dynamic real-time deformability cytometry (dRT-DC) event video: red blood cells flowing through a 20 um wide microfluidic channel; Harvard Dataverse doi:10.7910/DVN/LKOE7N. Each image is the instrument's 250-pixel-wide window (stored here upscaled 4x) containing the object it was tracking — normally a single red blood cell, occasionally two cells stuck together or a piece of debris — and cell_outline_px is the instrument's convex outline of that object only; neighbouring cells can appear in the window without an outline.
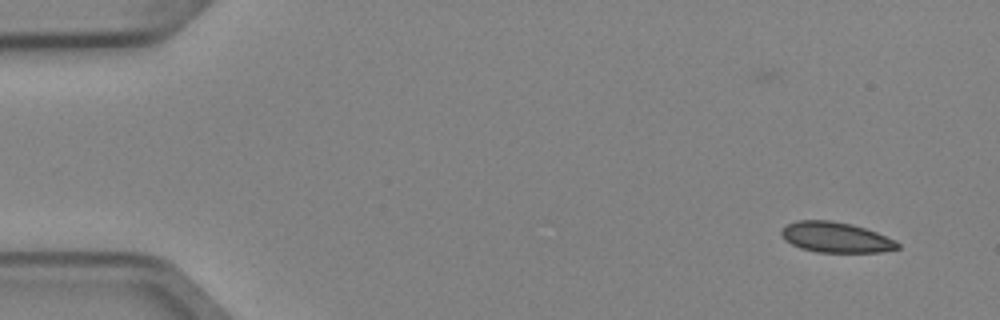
{"species": "Egyptian fruit bat (a non-hibernating species)", "species_latin": "Rousettus aegyptiacus", "temperature_condition": "cold", "stored_images_in_passage": 6, "camera_frame_rate_fps": 3000, "um_per_image_px": 0.085, "animal": {"sex": "female"}, "frame": {"image": 1, "passage_image": 3, "time_ms": 0.667, "image_size_px": [1000, 320], "cell_outline_px": [[900, 248], [880, 252], [816, 252], [800, 248], [784, 240], [780, 232], [788, 224], [796, 220], [828, 220], [852, 224], [876, 232], [896, 240], [900, 244]], "centroid_in_image_um": [71.05, 20.17], "position_along_channel_um": 14.0, "area_um2": 20.58}}
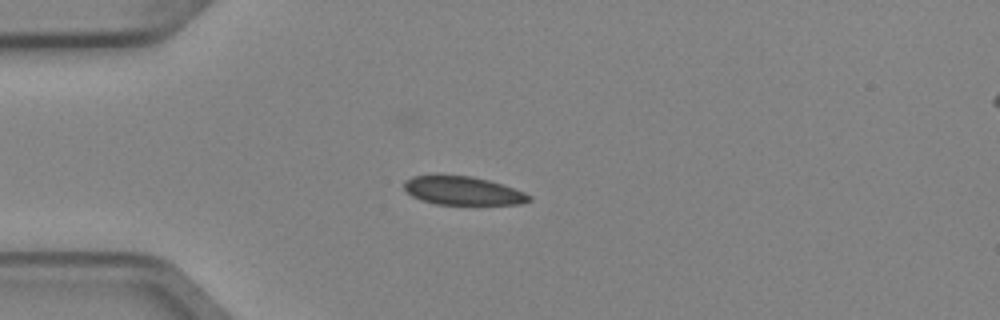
{"frame": {"image": 2, "passage_image": 6, "time_ms": 1.667, "image_size_px": [1000, 320], "cell_outline_px": [[532, 200], [520, 204], [436, 204], [420, 200], [412, 196], [404, 188], [404, 180], [412, 176], [472, 176], [504, 184], [524, 192], [532, 196]], "centroid_in_image_um": [39.36, 16.22], "position_along_channel_um": 45.6, "area_um2": 20.63}}